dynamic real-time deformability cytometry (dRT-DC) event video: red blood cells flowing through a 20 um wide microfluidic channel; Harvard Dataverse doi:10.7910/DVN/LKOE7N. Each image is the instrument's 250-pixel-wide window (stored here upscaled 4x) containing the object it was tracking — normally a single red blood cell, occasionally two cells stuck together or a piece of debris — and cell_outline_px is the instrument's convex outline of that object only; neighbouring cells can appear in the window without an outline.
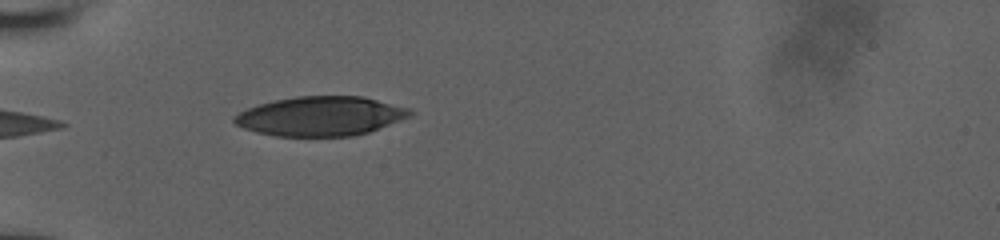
{"species": "human", "species_latin": "Homo sapiens", "temperature_condition": "room temperature", "stored_images_in_passage": 45, "camera_frame_rate_fps": 3000, "um_per_image_px": 0.085, "donor": {"sex": "male"}, "frame": {"image": 1, "passage_image": 11, "time_ms": 6.333, "image_size_px": [1000, 240], "cell_outline_px": [[412, 116], [368, 132], [352, 136], [276, 136], [256, 132], [244, 128], [236, 124], [232, 120], [232, 116], [248, 108], [260, 104], [276, 100], [296, 96], [364, 96], [412, 108]], "centroid_in_image_um": [27.28, 9.87], "position_along_channel_um": 57.7, "area_um2": 40.4}}
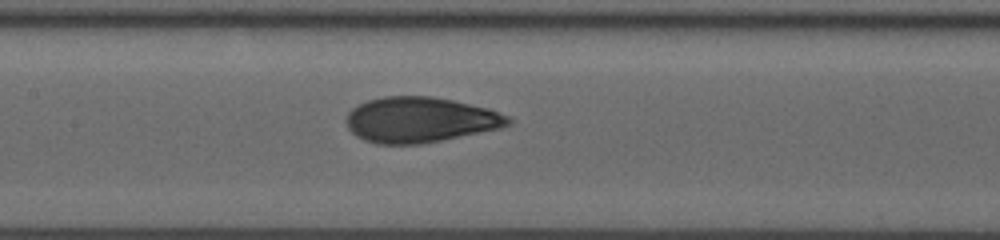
{"frame": {"image": 2, "passage_image": 20, "time_ms": 9.667, "image_size_px": [1000, 240], "cell_outline_px": [[512, 124], [500, 128], [420, 144], [376, 144], [364, 140], [356, 136], [348, 128], [348, 112], [352, 108], [368, 100], [384, 96], [432, 96], [452, 100], [488, 108], [508, 116], [512, 120]], "centroid_in_image_um": [35.71, 10.18], "position_along_channel_um": 171.7, "area_um2": 42.6}}
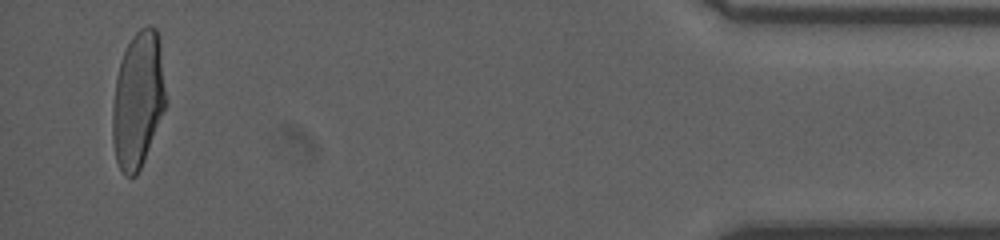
{"frame": {"image": 3, "passage_image": 44, "time_ms": 18.0, "image_size_px": [1000, 240], "cell_outline_px": [[168, 104], [144, 160], [136, 176], [124, 176], [116, 160], [112, 140], [112, 108], [116, 80], [120, 64], [124, 52], [132, 36], [140, 28], [148, 24], [152, 24], [156, 28], [160, 36], [168, 100]], "centroid_in_image_um": [11.78, 8.45], "position_along_channel_um": 423.4, "area_um2": 43.23}, "authors_computed_cell_mechanics": {"area_um2": 43.2344, "velocity_mm_per_s": 3.8551, "shape_relaxation_time_tau1_ms": 5.1818, "shape_relaxation_time_tau2_ms": 0.8846, "deformation_change_tau1": 0.2091, "deformation_change_tau2": 0.0658}}